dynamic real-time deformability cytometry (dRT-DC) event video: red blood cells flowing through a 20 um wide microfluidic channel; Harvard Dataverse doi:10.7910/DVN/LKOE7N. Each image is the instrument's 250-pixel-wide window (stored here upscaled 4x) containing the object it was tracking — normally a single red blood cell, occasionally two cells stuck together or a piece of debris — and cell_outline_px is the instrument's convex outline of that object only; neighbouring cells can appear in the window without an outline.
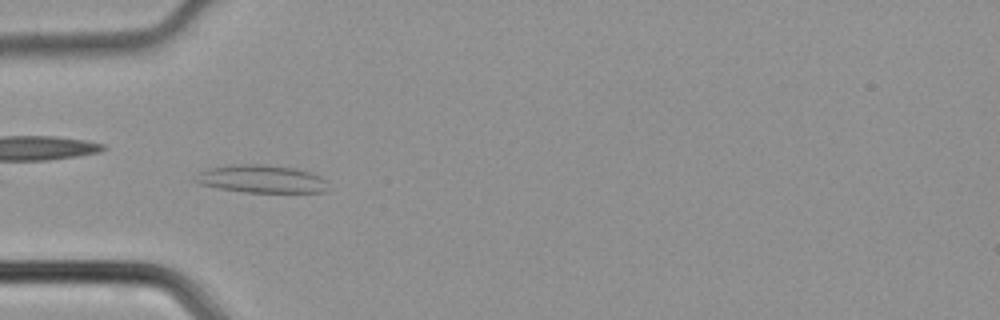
{"species": "common noctule bat (a hibernating species)", "species_latin": "Nyctalus noctula", "temperature_condition": "cold", "stored_images_in_passage": 32, "camera_frame_rate_fps": 3000, "um_per_image_px": 0.085, "animal": {"sex": "male", "body_mass_g": 21.5, "forearm_length_mm": 52.0}, "frame": {"image": 1, "passage_image": 2, "time_ms": 0.333, "image_size_px": [1000, 320], "cell_outline_px": [[328, 192], [244, 192], [216, 188], [200, 184], [192, 180], [196, 172], [208, 168], [236, 164], [268, 164], [296, 168], [320, 176], [324, 180], [328, 188]], "centroid_in_image_um": [22.16, 15.21], "position_along_channel_um": 62.8, "area_um2": 21.79}}
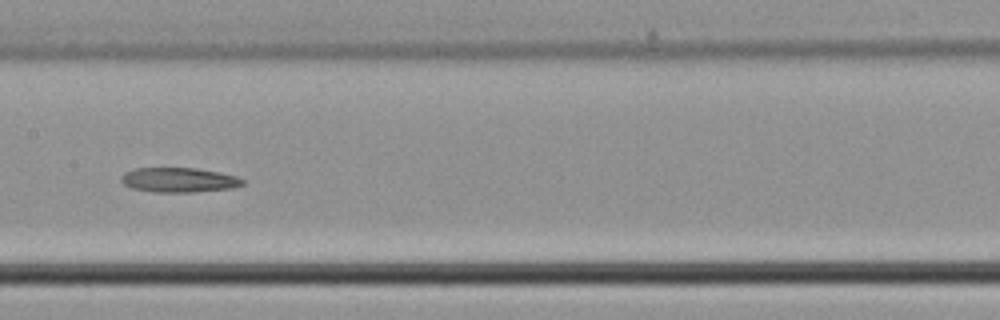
{"frame": {"image": 2, "passage_image": 11, "time_ms": 3.333, "image_size_px": [1000, 320], "cell_outline_px": [[244, 184], [232, 188], [196, 192], [152, 192], [132, 188], [124, 184], [120, 180], [120, 176], [124, 172], [136, 168], [196, 168], [220, 172], [236, 176], [244, 180]], "centroid_in_image_um": [15.19, 15.29], "position_along_channel_um": 192.2, "area_um2": 17.57}}
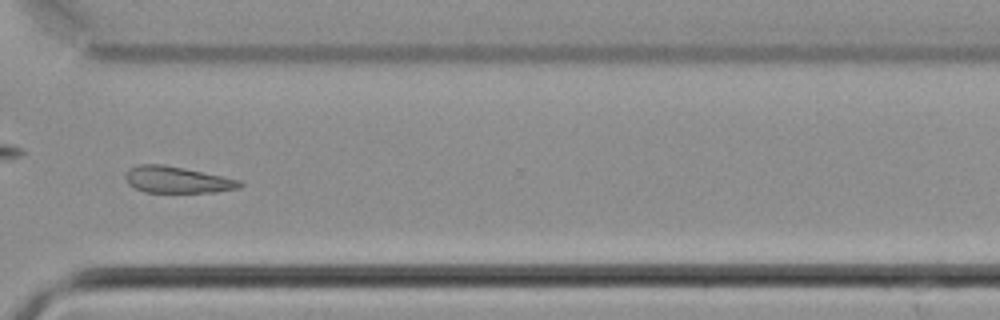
{"frame": {"image": 3, "passage_image": 22, "time_ms": 7.0, "image_size_px": [1000, 320], "cell_outline_px": [[244, 184], [240, 188], [212, 192], [144, 192], [128, 184], [124, 176], [132, 168], [140, 164], [160, 164], [184, 168], [240, 180]], "centroid_in_image_um": [15.07, 15.29], "position_along_channel_um": 355.5, "area_um2": 17.4}}